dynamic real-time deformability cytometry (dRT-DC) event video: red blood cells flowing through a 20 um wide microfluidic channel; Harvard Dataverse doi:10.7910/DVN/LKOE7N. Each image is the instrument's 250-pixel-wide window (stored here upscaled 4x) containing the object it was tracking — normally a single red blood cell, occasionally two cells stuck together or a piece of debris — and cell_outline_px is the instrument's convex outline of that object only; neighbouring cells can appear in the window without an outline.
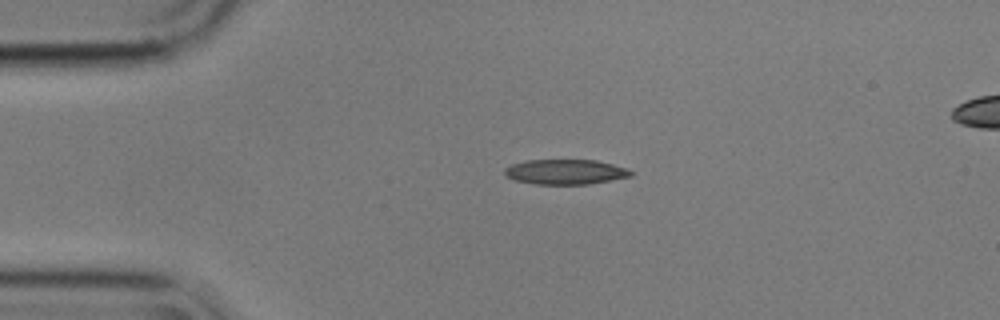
{"species": "common noctule bat (a hibernating species)", "species_latin": "Nyctalus noctula", "temperature_condition": "cold", "stored_images_in_passage": 4, "segment_of_instrument_passage": [1, 2], "camera_frame_rate_fps": 3000, "um_per_image_px": 0.085, "animal": {"sex": "male", "body_mass_g": 17.9}, "frame": {"image": 1, "passage_image": 3, "time_ms": 0.667, "image_size_px": [1000, 320], "cell_outline_px": [[632, 176], [588, 184], [536, 184], [516, 180], [504, 176], [504, 168], [512, 164], [524, 160], [596, 160], [628, 168], [632, 172]], "centroid_in_image_um": [48.04, 14.6], "position_along_channel_um": 37.0, "area_um2": 18.38}}